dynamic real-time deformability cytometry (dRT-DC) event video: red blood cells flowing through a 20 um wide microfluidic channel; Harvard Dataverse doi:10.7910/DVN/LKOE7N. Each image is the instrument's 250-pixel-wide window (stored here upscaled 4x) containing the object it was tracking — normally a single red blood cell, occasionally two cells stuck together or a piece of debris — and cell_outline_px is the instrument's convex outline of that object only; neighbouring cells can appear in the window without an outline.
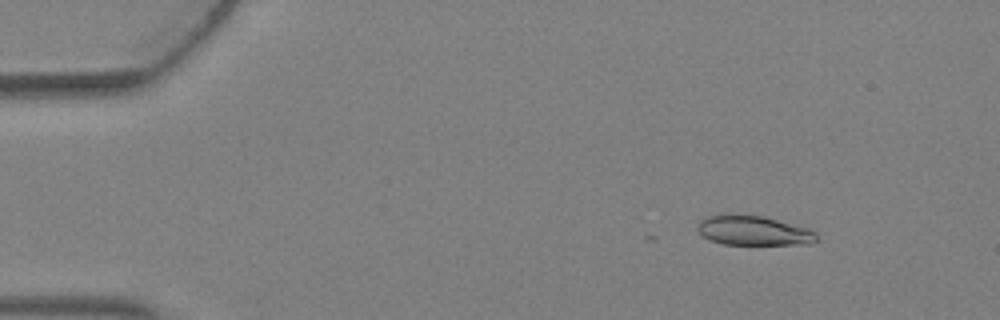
{"species": "Egyptian fruit bat (a non-hibernating species)", "species_latin": "Rousettus aegyptiacus", "temperature_condition": "warm", "stored_images_in_passage": 4, "camera_frame_rate_fps": 3000, "um_per_image_px": 0.085, "animal": {"sex": "female"}, "frame": {"image": 1, "passage_image": 1, "time_ms": 0.0, "image_size_px": [1000, 320], "cell_outline_px": [[816, 240], [812, 244], [724, 244], [712, 240], [704, 236], [696, 228], [700, 220], [708, 216], [732, 212], [764, 216], [808, 228], [816, 232]], "centroid_in_image_um": [64.04, 19.57], "position_along_channel_um": 21.0, "area_um2": 20.75}}